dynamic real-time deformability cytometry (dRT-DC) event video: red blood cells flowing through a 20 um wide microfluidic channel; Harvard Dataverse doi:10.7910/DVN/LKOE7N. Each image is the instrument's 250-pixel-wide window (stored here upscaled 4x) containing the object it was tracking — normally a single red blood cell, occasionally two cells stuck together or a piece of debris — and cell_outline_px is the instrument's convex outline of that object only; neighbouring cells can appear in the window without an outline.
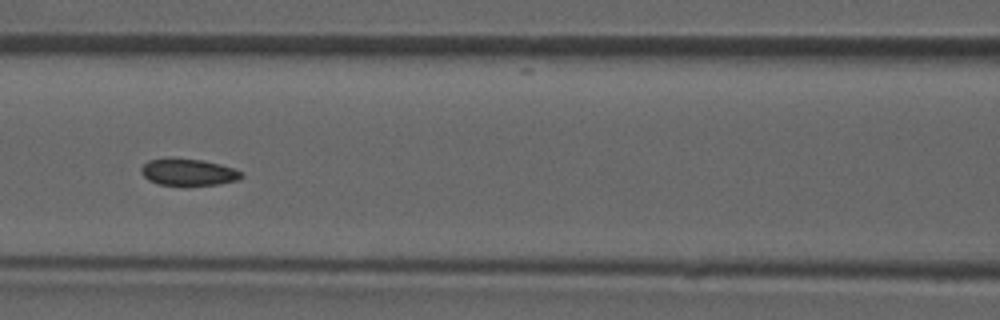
{"species": "common noctule bat (a hibernating species)", "species_latin": "Nyctalus noctula", "temperature_condition": "room temperature", "stored_images_in_passage": 49, "camera_frame_rate_fps": 3000, "um_per_image_px": 0.085, "animal": {"sex": "male", "forearm_length_mm": 52.5}, "frame": {"image": 1, "passage_image": 22, "time_ms": 7.0, "image_size_px": [1000, 320], "cell_outline_px": [[244, 176], [240, 180], [216, 184], [160, 184], [148, 180], [140, 172], [140, 168], [148, 160], [168, 156], [204, 160], [220, 164], [244, 172]], "centroid_in_image_um": [16.0, 14.59], "position_along_channel_um": 150.6, "area_um2": 15.84}}